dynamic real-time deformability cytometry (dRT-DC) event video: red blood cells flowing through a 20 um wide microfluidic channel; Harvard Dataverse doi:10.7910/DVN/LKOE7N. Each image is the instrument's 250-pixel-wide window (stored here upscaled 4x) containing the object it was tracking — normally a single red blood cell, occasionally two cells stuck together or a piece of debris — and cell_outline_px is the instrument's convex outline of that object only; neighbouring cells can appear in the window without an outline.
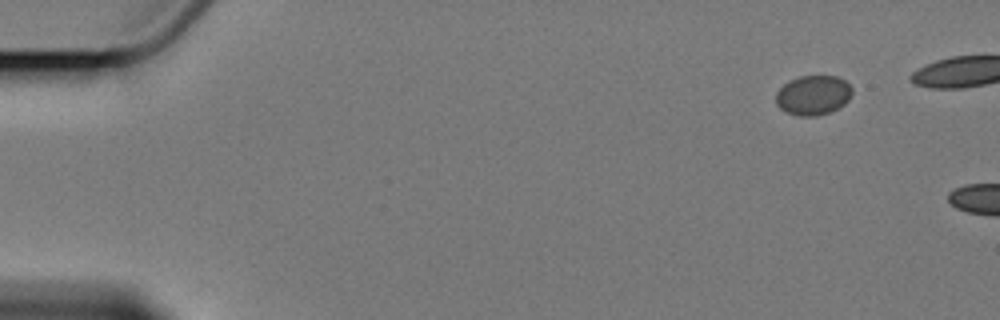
{"species": "Egyptian fruit bat (a non-hibernating species)", "species_latin": "Rousettus aegyptiacus", "temperature_condition": "cold", "stored_images_in_passage": 2, "camera_frame_rate_fps": 3000, "um_per_image_px": 0.085, "animal": {"sex": "female"}, "frame": {"image": 1, "passage_image": 2, "time_ms": 1.333, "image_size_px": [1000, 320], "cell_outline_px": [[852, 92], [848, 100], [844, 104], [828, 112], [816, 116], [800, 116], [784, 112], [776, 104], [776, 92], [784, 84], [800, 76], [836, 76], [844, 80], [852, 88]], "centroid_in_image_um": [69.1, 8.1], "position_along_channel_um": 15.9, "area_um2": 17.46}}